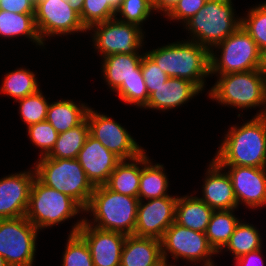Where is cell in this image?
<instances>
[{
    "instance_id": "5",
    "label": "cell",
    "mask_w": 266,
    "mask_h": 266,
    "mask_svg": "<svg viewBox=\"0 0 266 266\" xmlns=\"http://www.w3.org/2000/svg\"><path fill=\"white\" fill-rule=\"evenodd\" d=\"M232 0H213L205 5L183 26L190 33L188 40L209 51L241 26V17L235 14Z\"/></svg>"
},
{
    "instance_id": "4",
    "label": "cell",
    "mask_w": 266,
    "mask_h": 266,
    "mask_svg": "<svg viewBox=\"0 0 266 266\" xmlns=\"http://www.w3.org/2000/svg\"><path fill=\"white\" fill-rule=\"evenodd\" d=\"M217 79L207 91L211 100L242 111L262 107L255 116H266V76L258 69L218 75Z\"/></svg>"
},
{
    "instance_id": "3",
    "label": "cell",
    "mask_w": 266,
    "mask_h": 266,
    "mask_svg": "<svg viewBox=\"0 0 266 266\" xmlns=\"http://www.w3.org/2000/svg\"><path fill=\"white\" fill-rule=\"evenodd\" d=\"M139 199L108 189L105 185L95 186L84 214L93 216L84 221L103 230L133 235L137 221Z\"/></svg>"
},
{
    "instance_id": "23",
    "label": "cell",
    "mask_w": 266,
    "mask_h": 266,
    "mask_svg": "<svg viewBox=\"0 0 266 266\" xmlns=\"http://www.w3.org/2000/svg\"><path fill=\"white\" fill-rule=\"evenodd\" d=\"M163 164L152 163L146 150L141 154L139 201L169 196V179Z\"/></svg>"
},
{
    "instance_id": "34",
    "label": "cell",
    "mask_w": 266,
    "mask_h": 266,
    "mask_svg": "<svg viewBox=\"0 0 266 266\" xmlns=\"http://www.w3.org/2000/svg\"><path fill=\"white\" fill-rule=\"evenodd\" d=\"M15 102L20 104L19 114L27 127L35 123L46 121L47 109L50 102L46 100V97L42 93V89Z\"/></svg>"
},
{
    "instance_id": "2",
    "label": "cell",
    "mask_w": 266,
    "mask_h": 266,
    "mask_svg": "<svg viewBox=\"0 0 266 266\" xmlns=\"http://www.w3.org/2000/svg\"><path fill=\"white\" fill-rule=\"evenodd\" d=\"M169 77L194 83L201 91L210 76V51L192 40H182L145 52Z\"/></svg>"
},
{
    "instance_id": "26",
    "label": "cell",
    "mask_w": 266,
    "mask_h": 266,
    "mask_svg": "<svg viewBox=\"0 0 266 266\" xmlns=\"http://www.w3.org/2000/svg\"><path fill=\"white\" fill-rule=\"evenodd\" d=\"M140 176L141 154L121 160L104 185L114 192L138 198Z\"/></svg>"
},
{
    "instance_id": "9",
    "label": "cell",
    "mask_w": 266,
    "mask_h": 266,
    "mask_svg": "<svg viewBox=\"0 0 266 266\" xmlns=\"http://www.w3.org/2000/svg\"><path fill=\"white\" fill-rule=\"evenodd\" d=\"M162 258L165 266L169 264V254L173 260L183 259L202 266H217L212 260L218 253L209 244L205 233L194 231L174 222L168 227L161 239Z\"/></svg>"
},
{
    "instance_id": "32",
    "label": "cell",
    "mask_w": 266,
    "mask_h": 266,
    "mask_svg": "<svg viewBox=\"0 0 266 266\" xmlns=\"http://www.w3.org/2000/svg\"><path fill=\"white\" fill-rule=\"evenodd\" d=\"M84 221L80 218L72 225L69 232L61 266H94L89 247L85 240L77 233Z\"/></svg>"
},
{
    "instance_id": "31",
    "label": "cell",
    "mask_w": 266,
    "mask_h": 266,
    "mask_svg": "<svg viewBox=\"0 0 266 266\" xmlns=\"http://www.w3.org/2000/svg\"><path fill=\"white\" fill-rule=\"evenodd\" d=\"M36 74L26 68H16L6 75L0 87V93L10 96L17 101L28 95L36 93L40 88Z\"/></svg>"
},
{
    "instance_id": "20",
    "label": "cell",
    "mask_w": 266,
    "mask_h": 266,
    "mask_svg": "<svg viewBox=\"0 0 266 266\" xmlns=\"http://www.w3.org/2000/svg\"><path fill=\"white\" fill-rule=\"evenodd\" d=\"M202 91L192 82L176 77H169L148 98L143 109L169 111L189 102Z\"/></svg>"
},
{
    "instance_id": "24",
    "label": "cell",
    "mask_w": 266,
    "mask_h": 266,
    "mask_svg": "<svg viewBox=\"0 0 266 266\" xmlns=\"http://www.w3.org/2000/svg\"><path fill=\"white\" fill-rule=\"evenodd\" d=\"M213 211L198 196H179L176 203L175 222L183 227L205 233Z\"/></svg>"
},
{
    "instance_id": "7",
    "label": "cell",
    "mask_w": 266,
    "mask_h": 266,
    "mask_svg": "<svg viewBox=\"0 0 266 266\" xmlns=\"http://www.w3.org/2000/svg\"><path fill=\"white\" fill-rule=\"evenodd\" d=\"M84 214L71 197L43 184L36 176L32 182L25 217L39 231Z\"/></svg>"
},
{
    "instance_id": "43",
    "label": "cell",
    "mask_w": 266,
    "mask_h": 266,
    "mask_svg": "<svg viewBox=\"0 0 266 266\" xmlns=\"http://www.w3.org/2000/svg\"><path fill=\"white\" fill-rule=\"evenodd\" d=\"M180 0H153L154 12H161L166 16Z\"/></svg>"
},
{
    "instance_id": "41",
    "label": "cell",
    "mask_w": 266,
    "mask_h": 266,
    "mask_svg": "<svg viewBox=\"0 0 266 266\" xmlns=\"http://www.w3.org/2000/svg\"><path fill=\"white\" fill-rule=\"evenodd\" d=\"M0 10L13 13H35V0H0Z\"/></svg>"
},
{
    "instance_id": "35",
    "label": "cell",
    "mask_w": 266,
    "mask_h": 266,
    "mask_svg": "<svg viewBox=\"0 0 266 266\" xmlns=\"http://www.w3.org/2000/svg\"><path fill=\"white\" fill-rule=\"evenodd\" d=\"M241 16V26L253 38L259 49L266 47V4H258Z\"/></svg>"
},
{
    "instance_id": "13",
    "label": "cell",
    "mask_w": 266,
    "mask_h": 266,
    "mask_svg": "<svg viewBox=\"0 0 266 266\" xmlns=\"http://www.w3.org/2000/svg\"><path fill=\"white\" fill-rule=\"evenodd\" d=\"M86 119L89 134L121 160L135 158L145 151L127 129L109 115L98 113L90 106Z\"/></svg>"
},
{
    "instance_id": "37",
    "label": "cell",
    "mask_w": 266,
    "mask_h": 266,
    "mask_svg": "<svg viewBox=\"0 0 266 266\" xmlns=\"http://www.w3.org/2000/svg\"><path fill=\"white\" fill-rule=\"evenodd\" d=\"M27 133L33 145L40 149V157L51 152L58 137V132L47 121L29 125Z\"/></svg>"
},
{
    "instance_id": "21",
    "label": "cell",
    "mask_w": 266,
    "mask_h": 266,
    "mask_svg": "<svg viewBox=\"0 0 266 266\" xmlns=\"http://www.w3.org/2000/svg\"><path fill=\"white\" fill-rule=\"evenodd\" d=\"M120 266H165L161 240L127 235L121 252Z\"/></svg>"
},
{
    "instance_id": "38",
    "label": "cell",
    "mask_w": 266,
    "mask_h": 266,
    "mask_svg": "<svg viewBox=\"0 0 266 266\" xmlns=\"http://www.w3.org/2000/svg\"><path fill=\"white\" fill-rule=\"evenodd\" d=\"M121 101L132 104L138 108H144L149 94L143 77L131 78L123 81V84L115 91Z\"/></svg>"
},
{
    "instance_id": "19",
    "label": "cell",
    "mask_w": 266,
    "mask_h": 266,
    "mask_svg": "<svg viewBox=\"0 0 266 266\" xmlns=\"http://www.w3.org/2000/svg\"><path fill=\"white\" fill-rule=\"evenodd\" d=\"M205 174L203 194L199 198L213 210L237 209L232 181L226 170L212 158Z\"/></svg>"
},
{
    "instance_id": "40",
    "label": "cell",
    "mask_w": 266,
    "mask_h": 266,
    "mask_svg": "<svg viewBox=\"0 0 266 266\" xmlns=\"http://www.w3.org/2000/svg\"><path fill=\"white\" fill-rule=\"evenodd\" d=\"M204 5L203 0H180L165 17L174 22H182L181 25H184Z\"/></svg>"
},
{
    "instance_id": "47",
    "label": "cell",
    "mask_w": 266,
    "mask_h": 266,
    "mask_svg": "<svg viewBox=\"0 0 266 266\" xmlns=\"http://www.w3.org/2000/svg\"><path fill=\"white\" fill-rule=\"evenodd\" d=\"M203 1L206 3V2H209V1H213V0H203Z\"/></svg>"
},
{
    "instance_id": "12",
    "label": "cell",
    "mask_w": 266,
    "mask_h": 266,
    "mask_svg": "<svg viewBox=\"0 0 266 266\" xmlns=\"http://www.w3.org/2000/svg\"><path fill=\"white\" fill-rule=\"evenodd\" d=\"M35 24L44 44L48 37L87 32L80 15L67 0H36Z\"/></svg>"
},
{
    "instance_id": "15",
    "label": "cell",
    "mask_w": 266,
    "mask_h": 266,
    "mask_svg": "<svg viewBox=\"0 0 266 266\" xmlns=\"http://www.w3.org/2000/svg\"><path fill=\"white\" fill-rule=\"evenodd\" d=\"M229 174L237 208L243 204L249 209L266 206V168L221 166ZM241 203V204H240Z\"/></svg>"
},
{
    "instance_id": "42",
    "label": "cell",
    "mask_w": 266,
    "mask_h": 266,
    "mask_svg": "<svg viewBox=\"0 0 266 266\" xmlns=\"http://www.w3.org/2000/svg\"><path fill=\"white\" fill-rule=\"evenodd\" d=\"M262 248L244 254L235 259L236 266H264Z\"/></svg>"
},
{
    "instance_id": "17",
    "label": "cell",
    "mask_w": 266,
    "mask_h": 266,
    "mask_svg": "<svg viewBox=\"0 0 266 266\" xmlns=\"http://www.w3.org/2000/svg\"><path fill=\"white\" fill-rule=\"evenodd\" d=\"M77 233L87 243L94 266H120L125 234L99 229L83 221Z\"/></svg>"
},
{
    "instance_id": "28",
    "label": "cell",
    "mask_w": 266,
    "mask_h": 266,
    "mask_svg": "<svg viewBox=\"0 0 266 266\" xmlns=\"http://www.w3.org/2000/svg\"><path fill=\"white\" fill-rule=\"evenodd\" d=\"M214 210L205 232L209 244L218 253L229 241L240 218L236 217L234 211Z\"/></svg>"
},
{
    "instance_id": "1",
    "label": "cell",
    "mask_w": 266,
    "mask_h": 266,
    "mask_svg": "<svg viewBox=\"0 0 266 266\" xmlns=\"http://www.w3.org/2000/svg\"><path fill=\"white\" fill-rule=\"evenodd\" d=\"M220 144L213 158L220 166L266 168V116L231 126Z\"/></svg>"
},
{
    "instance_id": "44",
    "label": "cell",
    "mask_w": 266,
    "mask_h": 266,
    "mask_svg": "<svg viewBox=\"0 0 266 266\" xmlns=\"http://www.w3.org/2000/svg\"><path fill=\"white\" fill-rule=\"evenodd\" d=\"M258 70L266 76V47L260 49Z\"/></svg>"
},
{
    "instance_id": "11",
    "label": "cell",
    "mask_w": 266,
    "mask_h": 266,
    "mask_svg": "<svg viewBox=\"0 0 266 266\" xmlns=\"http://www.w3.org/2000/svg\"><path fill=\"white\" fill-rule=\"evenodd\" d=\"M87 32H90L92 46L101 54V58L119 53L141 54L140 50L145 43V31L140 26L116 18L97 23Z\"/></svg>"
},
{
    "instance_id": "27",
    "label": "cell",
    "mask_w": 266,
    "mask_h": 266,
    "mask_svg": "<svg viewBox=\"0 0 266 266\" xmlns=\"http://www.w3.org/2000/svg\"><path fill=\"white\" fill-rule=\"evenodd\" d=\"M35 13H13L0 10V37H26L38 47H44L36 24Z\"/></svg>"
},
{
    "instance_id": "30",
    "label": "cell",
    "mask_w": 266,
    "mask_h": 266,
    "mask_svg": "<svg viewBox=\"0 0 266 266\" xmlns=\"http://www.w3.org/2000/svg\"><path fill=\"white\" fill-rule=\"evenodd\" d=\"M88 135L89 124L87 119H85L80 125H77L63 133H58L55 145L47 157L58 159H76L79 151L84 146Z\"/></svg>"
},
{
    "instance_id": "10",
    "label": "cell",
    "mask_w": 266,
    "mask_h": 266,
    "mask_svg": "<svg viewBox=\"0 0 266 266\" xmlns=\"http://www.w3.org/2000/svg\"><path fill=\"white\" fill-rule=\"evenodd\" d=\"M38 232L25 216L0 219V256L8 266H33Z\"/></svg>"
},
{
    "instance_id": "6",
    "label": "cell",
    "mask_w": 266,
    "mask_h": 266,
    "mask_svg": "<svg viewBox=\"0 0 266 266\" xmlns=\"http://www.w3.org/2000/svg\"><path fill=\"white\" fill-rule=\"evenodd\" d=\"M36 177L46 186L75 200L83 209L90 201L94 186L77 159L40 157L33 166Z\"/></svg>"
},
{
    "instance_id": "39",
    "label": "cell",
    "mask_w": 266,
    "mask_h": 266,
    "mask_svg": "<svg viewBox=\"0 0 266 266\" xmlns=\"http://www.w3.org/2000/svg\"><path fill=\"white\" fill-rule=\"evenodd\" d=\"M141 72L149 95L169 78L146 53L141 60Z\"/></svg>"
},
{
    "instance_id": "46",
    "label": "cell",
    "mask_w": 266,
    "mask_h": 266,
    "mask_svg": "<svg viewBox=\"0 0 266 266\" xmlns=\"http://www.w3.org/2000/svg\"><path fill=\"white\" fill-rule=\"evenodd\" d=\"M0 266H8L2 256H0Z\"/></svg>"
},
{
    "instance_id": "16",
    "label": "cell",
    "mask_w": 266,
    "mask_h": 266,
    "mask_svg": "<svg viewBox=\"0 0 266 266\" xmlns=\"http://www.w3.org/2000/svg\"><path fill=\"white\" fill-rule=\"evenodd\" d=\"M35 176L33 167L0 178V219L25 216Z\"/></svg>"
},
{
    "instance_id": "36",
    "label": "cell",
    "mask_w": 266,
    "mask_h": 266,
    "mask_svg": "<svg viewBox=\"0 0 266 266\" xmlns=\"http://www.w3.org/2000/svg\"><path fill=\"white\" fill-rule=\"evenodd\" d=\"M153 12L151 0H123L116 10L115 18L123 22L136 24L142 28Z\"/></svg>"
},
{
    "instance_id": "18",
    "label": "cell",
    "mask_w": 266,
    "mask_h": 266,
    "mask_svg": "<svg viewBox=\"0 0 266 266\" xmlns=\"http://www.w3.org/2000/svg\"><path fill=\"white\" fill-rule=\"evenodd\" d=\"M87 179L95 186L104 185L121 159L90 134L76 158Z\"/></svg>"
},
{
    "instance_id": "22",
    "label": "cell",
    "mask_w": 266,
    "mask_h": 266,
    "mask_svg": "<svg viewBox=\"0 0 266 266\" xmlns=\"http://www.w3.org/2000/svg\"><path fill=\"white\" fill-rule=\"evenodd\" d=\"M142 54H112L102 58L101 72L107 86L114 92L131 78L143 77L141 72Z\"/></svg>"
},
{
    "instance_id": "33",
    "label": "cell",
    "mask_w": 266,
    "mask_h": 266,
    "mask_svg": "<svg viewBox=\"0 0 266 266\" xmlns=\"http://www.w3.org/2000/svg\"><path fill=\"white\" fill-rule=\"evenodd\" d=\"M123 0H84L80 19L88 30L91 26L115 18Z\"/></svg>"
},
{
    "instance_id": "45",
    "label": "cell",
    "mask_w": 266,
    "mask_h": 266,
    "mask_svg": "<svg viewBox=\"0 0 266 266\" xmlns=\"http://www.w3.org/2000/svg\"><path fill=\"white\" fill-rule=\"evenodd\" d=\"M69 5L72 7L74 11H76L79 15H81L84 0H67Z\"/></svg>"
},
{
    "instance_id": "14",
    "label": "cell",
    "mask_w": 266,
    "mask_h": 266,
    "mask_svg": "<svg viewBox=\"0 0 266 266\" xmlns=\"http://www.w3.org/2000/svg\"><path fill=\"white\" fill-rule=\"evenodd\" d=\"M178 195L138 202L134 234L161 240L165 231L175 222Z\"/></svg>"
},
{
    "instance_id": "29",
    "label": "cell",
    "mask_w": 266,
    "mask_h": 266,
    "mask_svg": "<svg viewBox=\"0 0 266 266\" xmlns=\"http://www.w3.org/2000/svg\"><path fill=\"white\" fill-rule=\"evenodd\" d=\"M262 244L263 240L259 230L253 224L240 220L229 241L218 254L223 250L229 251L235 260L244 254L263 248Z\"/></svg>"
},
{
    "instance_id": "8",
    "label": "cell",
    "mask_w": 266,
    "mask_h": 266,
    "mask_svg": "<svg viewBox=\"0 0 266 266\" xmlns=\"http://www.w3.org/2000/svg\"><path fill=\"white\" fill-rule=\"evenodd\" d=\"M259 59L260 49L258 45L240 26L234 33L210 50V76L258 69Z\"/></svg>"
},
{
    "instance_id": "25",
    "label": "cell",
    "mask_w": 266,
    "mask_h": 266,
    "mask_svg": "<svg viewBox=\"0 0 266 266\" xmlns=\"http://www.w3.org/2000/svg\"><path fill=\"white\" fill-rule=\"evenodd\" d=\"M89 106L73 100L61 99L48 105L46 121L58 132L63 133L80 125L87 117Z\"/></svg>"
}]
</instances>
